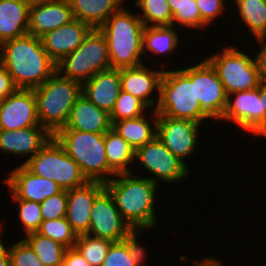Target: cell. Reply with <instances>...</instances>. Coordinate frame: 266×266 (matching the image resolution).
Here are the masks:
<instances>
[{
	"label": "cell",
	"instance_id": "obj_1",
	"mask_svg": "<svg viewBox=\"0 0 266 266\" xmlns=\"http://www.w3.org/2000/svg\"><path fill=\"white\" fill-rule=\"evenodd\" d=\"M123 219L135 232L159 229L158 204L160 185L132 173L116 174L105 183ZM157 207V210H156ZM158 220V221H157Z\"/></svg>",
	"mask_w": 266,
	"mask_h": 266
},
{
	"label": "cell",
	"instance_id": "obj_2",
	"mask_svg": "<svg viewBox=\"0 0 266 266\" xmlns=\"http://www.w3.org/2000/svg\"><path fill=\"white\" fill-rule=\"evenodd\" d=\"M0 63L11 75L17 89H34L56 71V63L43 47L41 38L31 34L0 45Z\"/></svg>",
	"mask_w": 266,
	"mask_h": 266
},
{
	"label": "cell",
	"instance_id": "obj_3",
	"mask_svg": "<svg viewBox=\"0 0 266 266\" xmlns=\"http://www.w3.org/2000/svg\"><path fill=\"white\" fill-rule=\"evenodd\" d=\"M177 66L173 69L172 65L163 71L157 114L200 124H207L205 122L208 120L212 124V119L201 109L199 100H196L195 64L190 65L189 62V65Z\"/></svg>",
	"mask_w": 266,
	"mask_h": 266
},
{
	"label": "cell",
	"instance_id": "obj_4",
	"mask_svg": "<svg viewBox=\"0 0 266 266\" xmlns=\"http://www.w3.org/2000/svg\"><path fill=\"white\" fill-rule=\"evenodd\" d=\"M129 5L127 3L118 12L112 14L99 28L108 44L112 69L136 67L145 63L143 61L145 26L137 16L134 7L131 10Z\"/></svg>",
	"mask_w": 266,
	"mask_h": 266
},
{
	"label": "cell",
	"instance_id": "obj_5",
	"mask_svg": "<svg viewBox=\"0 0 266 266\" xmlns=\"http://www.w3.org/2000/svg\"><path fill=\"white\" fill-rule=\"evenodd\" d=\"M39 124L51 136L65 128L70 111L82 94V84L61 76L57 71L33 89Z\"/></svg>",
	"mask_w": 266,
	"mask_h": 266
},
{
	"label": "cell",
	"instance_id": "obj_6",
	"mask_svg": "<svg viewBox=\"0 0 266 266\" xmlns=\"http://www.w3.org/2000/svg\"><path fill=\"white\" fill-rule=\"evenodd\" d=\"M232 42L230 44L227 41L226 45L219 48L220 51H213L214 54L207 52L210 56L205 57L216 71L227 95L256 89L262 80L255 56L250 52L253 51L250 50V44L249 47L247 45L249 50H244V47L242 50L240 46L234 44L236 40Z\"/></svg>",
	"mask_w": 266,
	"mask_h": 266
},
{
	"label": "cell",
	"instance_id": "obj_7",
	"mask_svg": "<svg viewBox=\"0 0 266 266\" xmlns=\"http://www.w3.org/2000/svg\"><path fill=\"white\" fill-rule=\"evenodd\" d=\"M53 137L77 163L88 181L106 183L116 175L108 165L104 134L60 130Z\"/></svg>",
	"mask_w": 266,
	"mask_h": 266
},
{
	"label": "cell",
	"instance_id": "obj_8",
	"mask_svg": "<svg viewBox=\"0 0 266 266\" xmlns=\"http://www.w3.org/2000/svg\"><path fill=\"white\" fill-rule=\"evenodd\" d=\"M24 166L37 176L55 181L62 190L78 188L88 182L77 163L53 136Z\"/></svg>",
	"mask_w": 266,
	"mask_h": 266
},
{
	"label": "cell",
	"instance_id": "obj_9",
	"mask_svg": "<svg viewBox=\"0 0 266 266\" xmlns=\"http://www.w3.org/2000/svg\"><path fill=\"white\" fill-rule=\"evenodd\" d=\"M57 72L83 84L98 72L111 69L108 44L99 29H92L82 44L56 64Z\"/></svg>",
	"mask_w": 266,
	"mask_h": 266
},
{
	"label": "cell",
	"instance_id": "obj_10",
	"mask_svg": "<svg viewBox=\"0 0 266 266\" xmlns=\"http://www.w3.org/2000/svg\"><path fill=\"white\" fill-rule=\"evenodd\" d=\"M134 165L135 168L141 166L140 172L146 171L148 174L142 173V176L135 168L132 170V174L148 178L158 185L165 183V186L168 183V187L169 184L183 183L185 179L187 180L193 174L191 173L193 171L174 156L157 136L135 151Z\"/></svg>",
	"mask_w": 266,
	"mask_h": 266
},
{
	"label": "cell",
	"instance_id": "obj_11",
	"mask_svg": "<svg viewBox=\"0 0 266 266\" xmlns=\"http://www.w3.org/2000/svg\"><path fill=\"white\" fill-rule=\"evenodd\" d=\"M206 124L196 123L190 120L174 119L164 115H158L156 136L166 148L182 161L191 171L189 160L195 157L200 146V137ZM203 127V128H202ZM202 128V129H201ZM195 155V156H194ZM187 159V160H186Z\"/></svg>",
	"mask_w": 266,
	"mask_h": 266
},
{
	"label": "cell",
	"instance_id": "obj_12",
	"mask_svg": "<svg viewBox=\"0 0 266 266\" xmlns=\"http://www.w3.org/2000/svg\"><path fill=\"white\" fill-rule=\"evenodd\" d=\"M134 233L135 231L117 209L112 195L105 188L92 205L90 228L87 234L118 242Z\"/></svg>",
	"mask_w": 266,
	"mask_h": 266
},
{
	"label": "cell",
	"instance_id": "obj_13",
	"mask_svg": "<svg viewBox=\"0 0 266 266\" xmlns=\"http://www.w3.org/2000/svg\"><path fill=\"white\" fill-rule=\"evenodd\" d=\"M266 113L263 110L260 89L233 92L227 97V106L222 118L218 121L234 125L236 130L251 134L263 121ZM225 121V122H224ZM222 122V123H221ZM239 127V129H238ZM241 129V130H240Z\"/></svg>",
	"mask_w": 266,
	"mask_h": 266
},
{
	"label": "cell",
	"instance_id": "obj_14",
	"mask_svg": "<svg viewBox=\"0 0 266 266\" xmlns=\"http://www.w3.org/2000/svg\"><path fill=\"white\" fill-rule=\"evenodd\" d=\"M195 63L196 100L212 121L218 122L225 112L228 95L216 71L205 58L200 62L195 60Z\"/></svg>",
	"mask_w": 266,
	"mask_h": 266
},
{
	"label": "cell",
	"instance_id": "obj_15",
	"mask_svg": "<svg viewBox=\"0 0 266 266\" xmlns=\"http://www.w3.org/2000/svg\"><path fill=\"white\" fill-rule=\"evenodd\" d=\"M148 64L119 69L121 89L140 99L150 110H156L160 100V81L164 69L159 65L153 69V65L149 67Z\"/></svg>",
	"mask_w": 266,
	"mask_h": 266
},
{
	"label": "cell",
	"instance_id": "obj_16",
	"mask_svg": "<svg viewBox=\"0 0 266 266\" xmlns=\"http://www.w3.org/2000/svg\"><path fill=\"white\" fill-rule=\"evenodd\" d=\"M40 126L33 89H16L0 101V130Z\"/></svg>",
	"mask_w": 266,
	"mask_h": 266
},
{
	"label": "cell",
	"instance_id": "obj_17",
	"mask_svg": "<svg viewBox=\"0 0 266 266\" xmlns=\"http://www.w3.org/2000/svg\"><path fill=\"white\" fill-rule=\"evenodd\" d=\"M9 169L2 181L20 200L42 203L62 190L55 181L33 174L24 165Z\"/></svg>",
	"mask_w": 266,
	"mask_h": 266
},
{
	"label": "cell",
	"instance_id": "obj_18",
	"mask_svg": "<svg viewBox=\"0 0 266 266\" xmlns=\"http://www.w3.org/2000/svg\"><path fill=\"white\" fill-rule=\"evenodd\" d=\"M51 137L42 126L0 130V153L8 157L19 156V159H23H20L19 165H24Z\"/></svg>",
	"mask_w": 266,
	"mask_h": 266
},
{
	"label": "cell",
	"instance_id": "obj_19",
	"mask_svg": "<svg viewBox=\"0 0 266 266\" xmlns=\"http://www.w3.org/2000/svg\"><path fill=\"white\" fill-rule=\"evenodd\" d=\"M104 189V182L88 181L81 187L67 191L68 204L65 217L76 235L89 232L92 205Z\"/></svg>",
	"mask_w": 266,
	"mask_h": 266
},
{
	"label": "cell",
	"instance_id": "obj_20",
	"mask_svg": "<svg viewBox=\"0 0 266 266\" xmlns=\"http://www.w3.org/2000/svg\"><path fill=\"white\" fill-rule=\"evenodd\" d=\"M181 29L176 28L173 25L169 26H154V27H145L143 31V55H144V62H146L150 58V62L152 65H156L157 63L160 64L161 68L168 69V67L174 63L169 64V60L174 58V52H177L181 46L183 48V41L180 38L183 37V31ZM180 31V32H179ZM182 32V34H181ZM182 42V43H181ZM182 44V45H181ZM153 54V55H152ZM157 56L165 58L164 61L160 62V58H152V56ZM172 57H171V56ZM169 58V59H168ZM146 59V60H145ZM158 59V61H156ZM157 62V63H156ZM162 63V64H161ZM169 64V65H168ZM166 65V66H165Z\"/></svg>",
	"mask_w": 266,
	"mask_h": 266
},
{
	"label": "cell",
	"instance_id": "obj_21",
	"mask_svg": "<svg viewBox=\"0 0 266 266\" xmlns=\"http://www.w3.org/2000/svg\"><path fill=\"white\" fill-rule=\"evenodd\" d=\"M73 19L68 0H45L30 5L28 34L41 38Z\"/></svg>",
	"mask_w": 266,
	"mask_h": 266
},
{
	"label": "cell",
	"instance_id": "obj_22",
	"mask_svg": "<svg viewBox=\"0 0 266 266\" xmlns=\"http://www.w3.org/2000/svg\"><path fill=\"white\" fill-rule=\"evenodd\" d=\"M91 30L88 24L73 19L68 24L47 32L41 40L45 51L57 64L74 52Z\"/></svg>",
	"mask_w": 266,
	"mask_h": 266
},
{
	"label": "cell",
	"instance_id": "obj_23",
	"mask_svg": "<svg viewBox=\"0 0 266 266\" xmlns=\"http://www.w3.org/2000/svg\"><path fill=\"white\" fill-rule=\"evenodd\" d=\"M112 128L110 114L98 108L84 94L73 105L65 128L90 133L105 134Z\"/></svg>",
	"mask_w": 266,
	"mask_h": 266
},
{
	"label": "cell",
	"instance_id": "obj_24",
	"mask_svg": "<svg viewBox=\"0 0 266 266\" xmlns=\"http://www.w3.org/2000/svg\"><path fill=\"white\" fill-rule=\"evenodd\" d=\"M119 69L98 72L82 84L84 94L98 108L112 112L121 91Z\"/></svg>",
	"mask_w": 266,
	"mask_h": 266
},
{
	"label": "cell",
	"instance_id": "obj_25",
	"mask_svg": "<svg viewBox=\"0 0 266 266\" xmlns=\"http://www.w3.org/2000/svg\"><path fill=\"white\" fill-rule=\"evenodd\" d=\"M142 234L145 233L135 232L125 240L112 242L102 266H147L150 247L140 241L145 237Z\"/></svg>",
	"mask_w": 266,
	"mask_h": 266
},
{
	"label": "cell",
	"instance_id": "obj_26",
	"mask_svg": "<svg viewBox=\"0 0 266 266\" xmlns=\"http://www.w3.org/2000/svg\"><path fill=\"white\" fill-rule=\"evenodd\" d=\"M157 119V111L149 110L142 116L114 122L112 129L136 151L156 137Z\"/></svg>",
	"mask_w": 266,
	"mask_h": 266
},
{
	"label": "cell",
	"instance_id": "obj_27",
	"mask_svg": "<svg viewBox=\"0 0 266 266\" xmlns=\"http://www.w3.org/2000/svg\"><path fill=\"white\" fill-rule=\"evenodd\" d=\"M74 19L99 29L107 19L118 12L128 0H68Z\"/></svg>",
	"mask_w": 266,
	"mask_h": 266
},
{
	"label": "cell",
	"instance_id": "obj_28",
	"mask_svg": "<svg viewBox=\"0 0 266 266\" xmlns=\"http://www.w3.org/2000/svg\"><path fill=\"white\" fill-rule=\"evenodd\" d=\"M29 9L21 0H0V45L28 34Z\"/></svg>",
	"mask_w": 266,
	"mask_h": 266
},
{
	"label": "cell",
	"instance_id": "obj_29",
	"mask_svg": "<svg viewBox=\"0 0 266 266\" xmlns=\"http://www.w3.org/2000/svg\"><path fill=\"white\" fill-rule=\"evenodd\" d=\"M230 5L235 12L234 18H239L238 21L235 19L232 24L238 26L243 23V26L240 25L238 29L239 31L241 27L247 29L244 32L247 31L251 37L253 36V39L250 37V43L258 37L266 36V0H231Z\"/></svg>",
	"mask_w": 266,
	"mask_h": 266
},
{
	"label": "cell",
	"instance_id": "obj_30",
	"mask_svg": "<svg viewBox=\"0 0 266 266\" xmlns=\"http://www.w3.org/2000/svg\"><path fill=\"white\" fill-rule=\"evenodd\" d=\"M109 168L115 174L131 173L135 162V150L112 128L104 134Z\"/></svg>",
	"mask_w": 266,
	"mask_h": 266
},
{
	"label": "cell",
	"instance_id": "obj_31",
	"mask_svg": "<svg viewBox=\"0 0 266 266\" xmlns=\"http://www.w3.org/2000/svg\"><path fill=\"white\" fill-rule=\"evenodd\" d=\"M132 3L145 27L172 25V12L167 0H132L130 5Z\"/></svg>",
	"mask_w": 266,
	"mask_h": 266
},
{
	"label": "cell",
	"instance_id": "obj_32",
	"mask_svg": "<svg viewBox=\"0 0 266 266\" xmlns=\"http://www.w3.org/2000/svg\"><path fill=\"white\" fill-rule=\"evenodd\" d=\"M34 250L45 266H57L64 260L67 247L37 232L22 237Z\"/></svg>",
	"mask_w": 266,
	"mask_h": 266
},
{
	"label": "cell",
	"instance_id": "obj_33",
	"mask_svg": "<svg viewBox=\"0 0 266 266\" xmlns=\"http://www.w3.org/2000/svg\"><path fill=\"white\" fill-rule=\"evenodd\" d=\"M7 193H10L8 195L11 196L12 205H16L17 207L15 213L17 212L16 217L21 227L20 231H22L23 234L20 235V237H24L31 232H37L43 222L40 203L20 200L9 189Z\"/></svg>",
	"mask_w": 266,
	"mask_h": 266
},
{
	"label": "cell",
	"instance_id": "obj_34",
	"mask_svg": "<svg viewBox=\"0 0 266 266\" xmlns=\"http://www.w3.org/2000/svg\"><path fill=\"white\" fill-rule=\"evenodd\" d=\"M112 241L89 234L77 235L75 248L91 266H102Z\"/></svg>",
	"mask_w": 266,
	"mask_h": 266
},
{
	"label": "cell",
	"instance_id": "obj_35",
	"mask_svg": "<svg viewBox=\"0 0 266 266\" xmlns=\"http://www.w3.org/2000/svg\"><path fill=\"white\" fill-rule=\"evenodd\" d=\"M172 25L177 28L181 27L180 29L184 32V34L186 33V35V29H189L188 31L191 32V34L192 30L193 32H196L197 30L196 33H198V30H200L202 31L200 35H202V33L205 35L204 33H207L205 31H207V28L209 27L200 17L196 0H185L177 8V10L172 14Z\"/></svg>",
	"mask_w": 266,
	"mask_h": 266
},
{
	"label": "cell",
	"instance_id": "obj_36",
	"mask_svg": "<svg viewBox=\"0 0 266 266\" xmlns=\"http://www.w3.org/2000/svg\"><path fill=\"white\" fill-rule=\"evenodd\" d=\"M149 110L140 99L121 90L114 108L110 113L111 123L142 116Z\"/></svg>",
	"mask_w": 266,
	"mask_h": 266
},
{
	"label": "cell",
	"instance_id": "obj_37",
	"mask_svg": "<svg viewBox=\"0 0 266 266\" xmlns=\"http://www.w3.org/2000/svg\"><path fill=\"white\" fill-rule=\"evenodd\" d=\"M37 233L53 239L67 248L74 247L77 238L66 217L43 221Z\"/></svg>",
	"mask_w": 266,
	"mask_h": 266
},
{
	"label": "cell",
	"instance_id": "obj_38",
	"mask_svg": "<svg viewBox=\"0 0 266 266\" xmlns=\"http://www.w3.org/2000/svg\"><path fill=\"white\" fill-rule=\"evenodd\" d=\"M17 240L8 245L11 266H45L23 238Z\"/></svg>",
	"mask_w": 266,
	"mask_h": 266
},
{
	"label": "cell",
	"instance_id": "obj_39",
	"mask_svg": "<svg viewBox=\"0 0 266 266\" xmlns=\"http://www.w3.org/2000/svg\"><path fill=\"white\" fill-rule=\"evenodd\" d=\"M196 4L201 19L209 26V29L216 25V19L218 21L219 18L221 19L228 11L232 10L229 5L231 4V0H196Z\"/></svg>",
	"mask_w": 266,
	"mask_h": 266
},
{
	"label": "cell",
	"instance_id": "obj_40",
	"mask_svg": "<svg viewBox=\"0 0 266 266\" xmlns=\"http://www.w3.org/2000/svg\"><path fill=\"white\" fill-rule=\"evenodd\" d=\"M67 204V190H61L59 193L45 199L40 203L43 221L65 217Z\"/></svg>",
	"mask_w": 266,
	"mask_h": 266
},
{
	"label": "cell",
	"instance_id": "obj_41",
	"mask_svg": "<svg viewBox=\"0 0 266 266\" xmlns=\"http://www.w3.org/2000/svg\"><path fill=\"white\" fill-rule=\"evenodd\" d=\"M258 46L255 50L251 43L252 49L254 50L255 60L260 72L261 78L266 79V36L258 37L253 41ZM256 52V53H255Z\"/></svg>",
	"mask_w": 266,
	"mask_h": 266
},
{
	"label": "cell",
	"instance_id": "obj_42",
	"mask_svg": "<svg viewBox=\"0 0 266 266\" xmlns=\"http://www.w3.org/2000/svg\"><path fill=\"white\" fill-rule=\"evenodd\" d=\"M16 89L17 88L12 81L11 75L0 63V101L12 94Z\"/></svg>",
	"mask_w": 266,
	"mask_h": 266
},
{
	"label": "cell",
	"instance_id": "obj_43",
	"mask_svg": "<svg viewBox=\"0 0 266 266\" xmlns=\"http://www.w3.org/2000/svg\"><path fill=\"white\" fill-rule=\"evenodd\" d=\"M64 261L69 266H91L75 247L66 249Z\"/></svg>",
	"mask_w": 266,
	"mask_h": 266
},
{
	"label": "cell",
	"instance_id": "obj_44",
	"mask_svg": "<svg viewBox=\"0 0 266 266\" xmlns=\"http://www.w3.org/2000/svg\"><path fill=\"white\" fill-rule=\"evenodd\" d=\"M5 218L0 221V266H11L8 245L4 241ZM7 245V246H6Z\"/></svg>",
	"mask_w": 266,
	"mask_h": 266
},
{
	"label": "cell",
	"instance_id": "obj_45",
	"mask_svg": "<svg viewBox=\"0 0 266 266\" xmlns=\"http://www.w3.org/2000/svg\"><path fill=\"white\" fill-rule=\"evenodd\" d=\"M194 260L192 262V266H225V262L219 258V257H213V256H203L200 259L196 260V258H193ZM222 261V262H221ZM191 266V265H189Z\"/></svg>",
	"mask_w": 266,
	"mask_h": 266
},
{
	"label": "cell",
	"instance_id": "obj_46",
	"mask_svg": "<svg viewBox=\"0 0 266 266\" xmlns=\"http://www.w3.org/2000/svg\"><path fill=\"white\" fill-rule=\"evenodd\" d=\"M250 135L248 134V137H252V138L255 137L253 138L254 140L259 139V138L260 139L263 138L266 140V116L263 119V121L257 126V128Z\"/></svg>",
	"mask_w": 266,
	"mask_h": 266
},
{
	"label": "cell",
	"instance_id": "obj_47",
	"mask_svg": "<svg viewBox=\"0 0 266 266\" xmlns=\"http://www.w3.org/2000/svg\"><path fill=\"white\" fill-rule=\"evenodd\" d=\"M258 88L260 89V98L262 99L263 110L266 113V79L261 80Z\"/></svg>",
	"mask_w": 266,
	"mask_h": 266
},
{
	"label": "cell",
	"instance_id": "obj_48",
	"mask_svg": "<svg viewBox=\"0 0 266 266\" xmlns=\"http://www.w3.org/2000/svg\"><path fill=\"white\" fill-rule=\"evenodd\" d=\"M185 0H167L170 10L172 14L177 10V8L184 2Z\"/></svg>",
	"mask_w": 266,
	"mask_h": 266
},
{
	"label": "cell",
	"instance_id": "obj_49",
	"mask_svg": "<svg viewBox=\"0 0 266 266\" xmlns=\"http://www.w3.org/2000/svg\"><path fill=\"white\" fill-rule=\"evenodd\" d=\"M21 1L27 3L28 5H34V4H38L45 0H21Z\"/></svg>",
	"mask_w": 266,
	"mask_h": 266
},
{
	"label": "cell",
	"instance_id": "obj_50",
	"mask_svg": "<svg viewBox=\"0 0 266 266\" xmlns=\"http://www.w3.org/2000/svg\"><path fill=\"white\" fill-rule=\"evenodd\" d=\"M57 266H69L64 260L58 264Z\"/></svg>",
	"mask_w": 266,
	"mask_h": 266
}]
</instances>
